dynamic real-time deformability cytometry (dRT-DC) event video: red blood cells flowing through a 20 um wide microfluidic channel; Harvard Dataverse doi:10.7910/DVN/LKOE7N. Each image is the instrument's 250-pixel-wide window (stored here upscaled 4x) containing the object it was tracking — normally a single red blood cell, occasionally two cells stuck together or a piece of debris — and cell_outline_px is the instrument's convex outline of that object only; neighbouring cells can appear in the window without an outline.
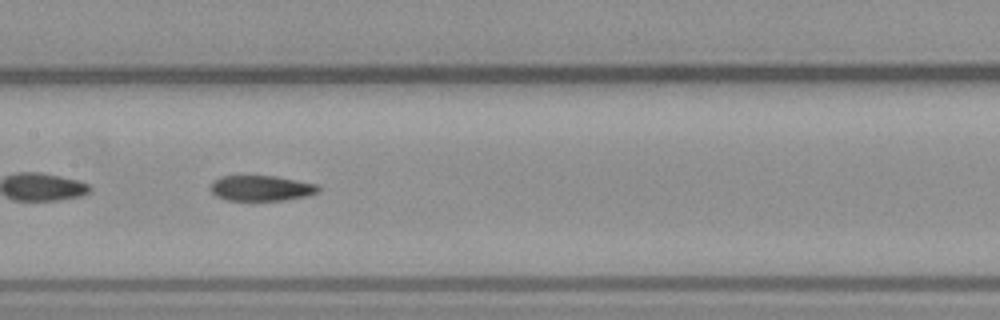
{"species": "common noctule bat (a hibernating species)", "species_latin": "Nyctalus noctula", "temperature_condition": "warm", "stored_images_in_passage": 50, "segment_of_instrument_passage": [2, 2], "camera_frame_rate_fps": 3000, "um_per_image_px": 0.085, "animal": {"sex": "male", "body_mass_g": 23.1, "forearm_length_mm": 52.7}, "frame": {"image": 1, "passage_image": 24, "time_ms": 7.667, "image_size_px": [1000, 320], "cell_outline_px": [[320, 192], [308, 196], [284, 200], [224, 200], [216, 196], [212, 192], [212, 180], [220, 176], [276, 176], [320, 184]], "centroid_in_image_um": [22.26, 15.99], "position_along_channel_um": 185.1, "area_um2": 16.18}}
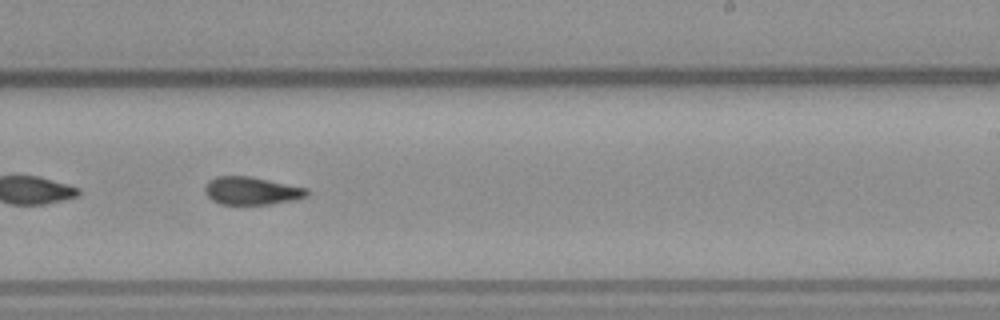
{"frame": {"image": 2, "passage_image": 30, "time_ms": 9.667, "image_size_px": [1000, 320], "cell_outline_px": [[312, 192], [308, 196], [296, 200], [268, 204], [220, 204], [212, 200], [204, 192], [204, 188], [208, 180], [216, 176], [248, 176], [308, 188]], "centroid_in_image_um": [21.41, 16.22], "position_along_channel_um": 267.6, "area_um2": 16.7}}
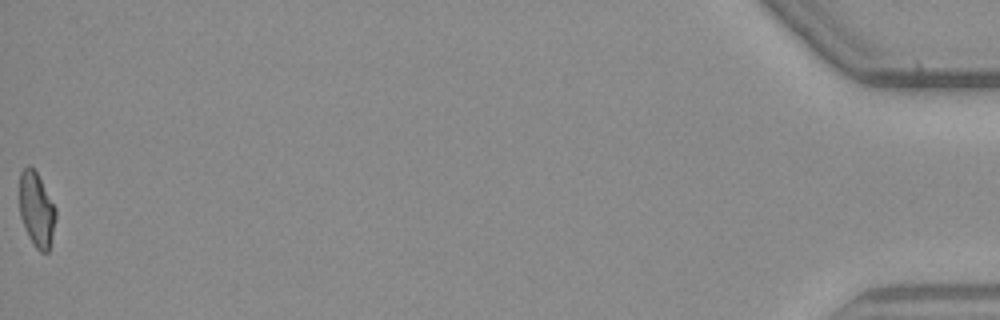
{"frame": {"image": 3, "passage_image": 50, "time_ms": 16.333, "image_size_px": [1000, 320], "cell_outline_px": [[56, 220], [48, 252], [40, 252], [36, 248], [28, 236], [20, 216], [20, 172], [28, 164], [36, 172], [56, 208]], "centroid_in_image_um": [3.11, 17.83], "position_along_channel_um": 432.1, "area_um2": 15.61}}